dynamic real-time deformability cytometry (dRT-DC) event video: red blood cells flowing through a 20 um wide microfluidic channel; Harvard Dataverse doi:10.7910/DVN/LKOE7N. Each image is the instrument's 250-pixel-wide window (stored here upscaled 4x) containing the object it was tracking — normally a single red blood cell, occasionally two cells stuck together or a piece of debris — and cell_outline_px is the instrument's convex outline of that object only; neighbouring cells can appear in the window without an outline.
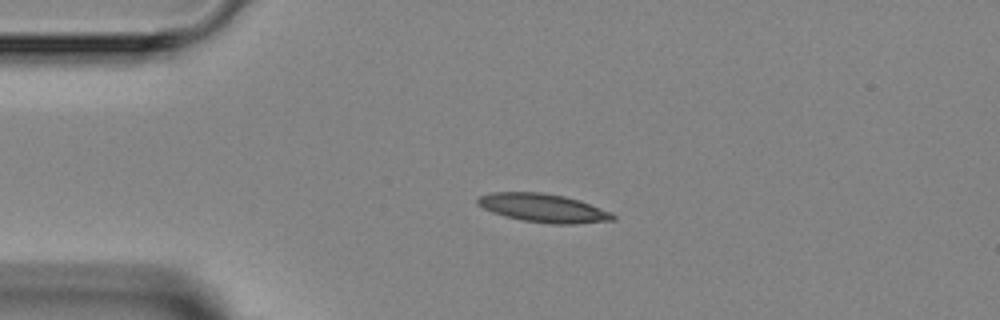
{"species": "Egyptian fruit bat (a non-hibernating species)", "species_latin": "Rousettus aegyptiacus", "temperature_condition": "room temperature", "stored_images_in_passage": 2, "camera_frame_rate_fps": 3000, "um_per_image_px": 0.085, "animal": {"sex": "female"}, "frame": {"image": 1, "passage_image": 1, "time_ms": 0.0, "image_size_px": [1000, 320], "cell_outline_px": [[616, 220], [576, 224], [552, 224], [524, 220], [504, 216], [492, 212], [476, 204], [476, 200], [480, 196], [492, 192], [540, 192], [564, 196], [580, 200], [612, 212], [616, 216]], "centroid_in_image_um": [46.21, 17.68], "position_along_channel_um": 38.8, "area_um2": 22.54}}